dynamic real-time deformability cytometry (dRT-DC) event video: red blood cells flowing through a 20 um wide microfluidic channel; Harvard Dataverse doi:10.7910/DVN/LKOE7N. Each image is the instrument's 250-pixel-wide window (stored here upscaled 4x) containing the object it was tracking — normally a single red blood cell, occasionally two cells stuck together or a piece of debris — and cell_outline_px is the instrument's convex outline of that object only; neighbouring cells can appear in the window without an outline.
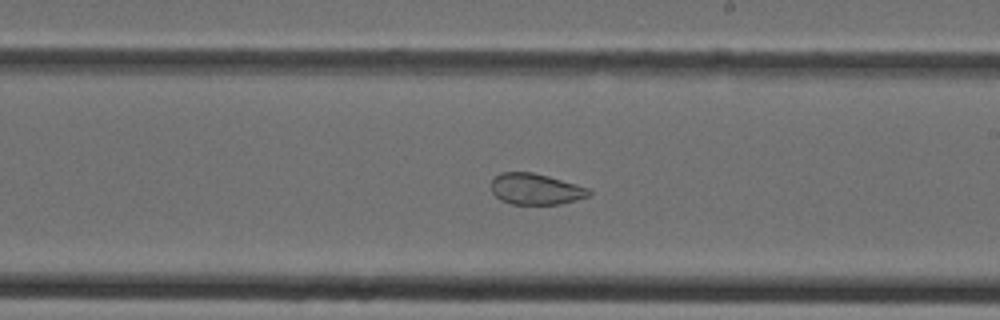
{"species": "Egyptian fruit bat (a non-hibernating species)", "species_latin": "Rousettus aegyptiacus", "temperature_condition": "cold", "stored_images_in_passage": 40, "segment_of_instrument_passage": [2, 2], "camera_frame_rate_fps": 3000, "um_per_image_px": 0.085, "animal": {"sex": "female"}, "frame": {"image": 1, "passage_image": 23, "time_ms": 7.333, "image_size_px": [1000, 320], "cell_outline_px": [[592, 192], [588, 196], [560, 204], [512, 204], [500, 200], [492, 192], [492, 180], [500, 172], [532, 172], [548, 176], [576, 184], [588, 188]], "centroid_in_image_um": [45.52, 16.07], "position_along_channel_um": 243.5, "area_um2": 17.57}}
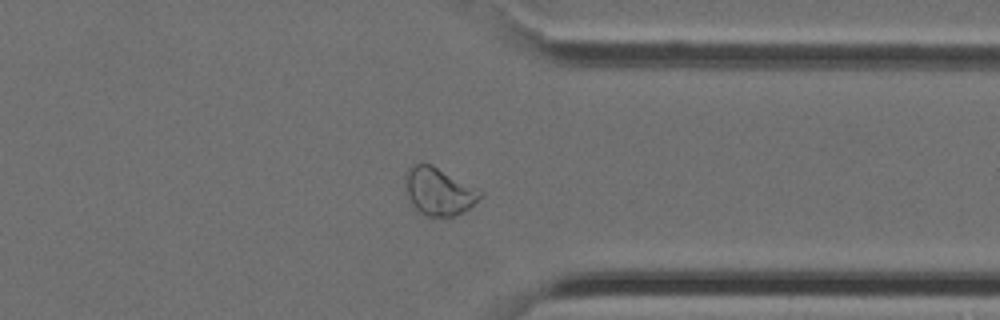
{"frame": {"image": 2, "passage_image": 31, "time_ms": 10.0, "image_size_px": [1000, 320], "cell_outline_px": [[484, 196], [468, 208], [452, 216], [428, 216], [420, 212], [412, 204], [408, 196], [404, 176], [404, 172], [412, 164], [432, 164], [484, 192]], "centroid_in_image_um": [37.29, 16.24], "position_along_channel_um": 374.1, "area_um2": 20.58}}
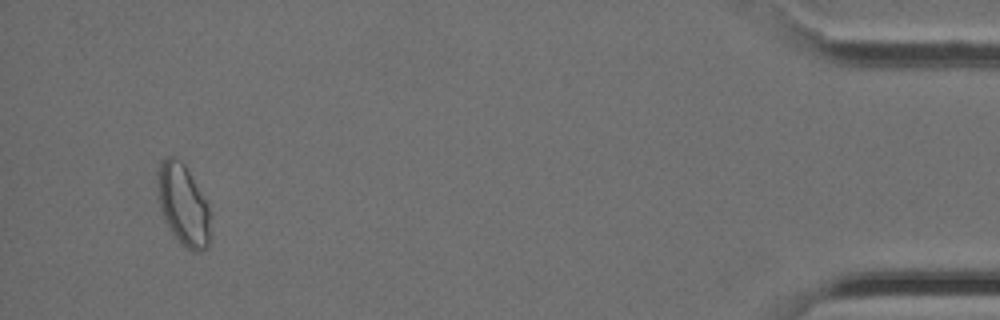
{"frame": {"image": 3, "passage_image": 38, "time_ms": 12.333, "image_size_px": [1000, 320], "cell_outline_px": [[208, 248], [200, 252], [196, 252], [188, 248], [172, 236], [164, 220], [160, 208], [156, 184], [156, 172], [160, 160], [168, 156], [176, 156], [184, 164], [208, 204]], "centroid_in_image_um": [15.5, 17.37], "position_along_channel_um": 419.7, "area_um2": 25.09}}